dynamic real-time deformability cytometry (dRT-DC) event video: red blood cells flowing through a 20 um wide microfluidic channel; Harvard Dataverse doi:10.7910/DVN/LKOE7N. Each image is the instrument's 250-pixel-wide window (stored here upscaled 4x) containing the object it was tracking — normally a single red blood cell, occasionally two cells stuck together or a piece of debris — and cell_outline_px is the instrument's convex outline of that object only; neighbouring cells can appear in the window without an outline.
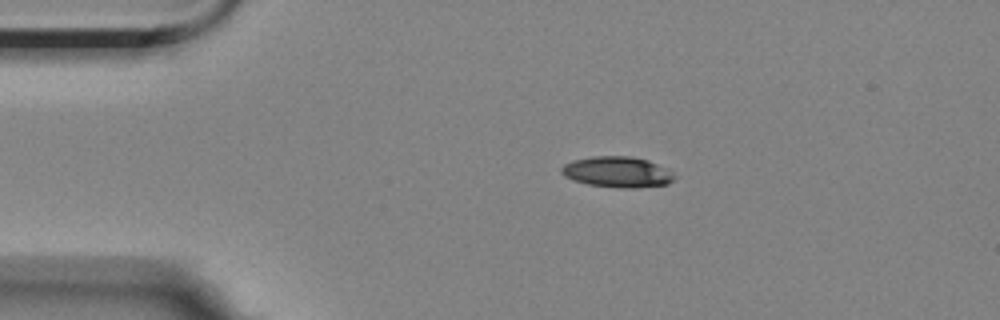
{"species": "Egyptian fruit bat (a non-hibernating species)", "species_latin": "Rousettus aegyptiacus", "temperature_condition": "room temperature", "stored_images_in_passage": 3, "camera_frame_rate_fps": 3000, "um_per_image_px": 0.085, "animal": {"sex": "female"}, "frame": {"image": 1, "passage_image": 1, "time_ms": 0.0, "image_size_px": [1000, 320], "cell_outline_px": [[676, 180], [668, 184], [636, 188], [620, 188], [588, 184], [564, 176], [560, 172], [560, 168], [564, 164], [572, 160], [592, 156], [632, 156], [648, 160], [668, 168], [676, 176]], "centroid_in_image_um": [52.52, 14.61], "position_along_channel_um": 32.5, "area_um2": 20.52}}
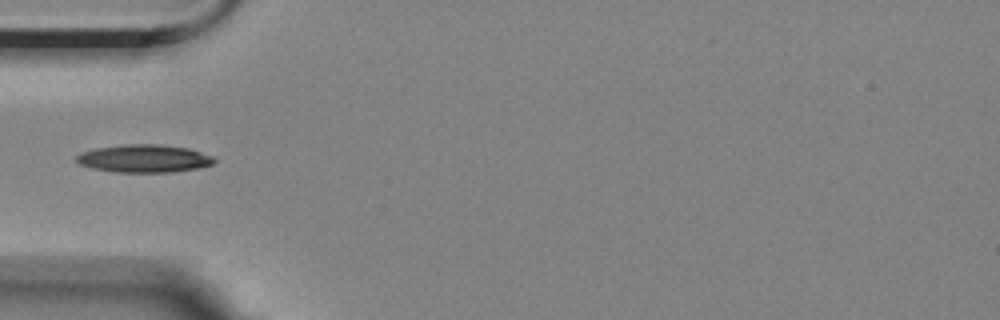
{"frame": {"image": 2, "passage_image": 3, "time_ms": 2.333, "image_size_px": [1000, 320], "cell_outline_px": [[216, 160], [212, 164], [196, 168], [172, 172], [116, 172], [92, 168], [76, 164], [72, 160], [80, 152], [96, 148], [124, 144], [156, 144], [188, 148], [212, 156]], "centroid_in_image_um": [12.16, 13.47], "position_along_channel_um": 72.8, "area_um2": 22.43}}